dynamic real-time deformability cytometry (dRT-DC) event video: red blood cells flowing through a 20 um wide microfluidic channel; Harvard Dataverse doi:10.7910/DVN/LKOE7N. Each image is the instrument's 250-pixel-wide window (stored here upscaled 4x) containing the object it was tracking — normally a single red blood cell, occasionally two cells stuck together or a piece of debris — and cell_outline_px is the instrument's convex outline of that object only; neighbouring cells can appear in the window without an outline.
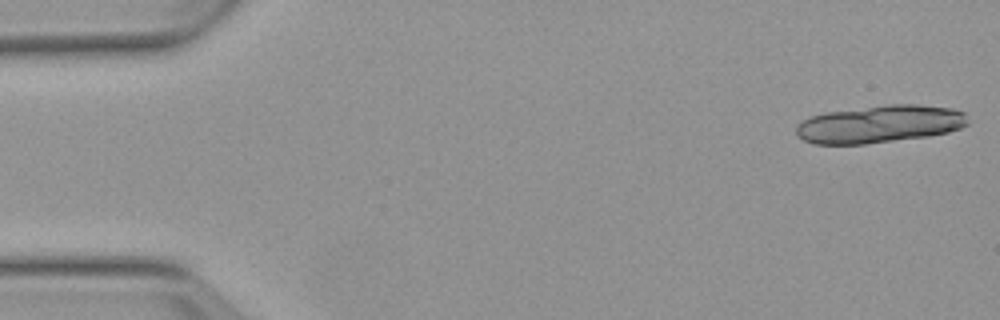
{"species": "Egyptian fruit bat (a non-hibernating species)", "species_latin": "Rousettus aegyptiacus", "temperature_condition": "warm", "stored_images_in_passage": 5, "camera_frame_rate_fps": 3000, "um_per_image_px": 0.085, "animal": {"sex": "female"}, "frame": {"image": 1, "passage_image": 1, "time_ms": 0.0, "image_size_px": [1000, 320], "cell_outline_px": [[968, 124], [960, 128], [948, 132], [928, 136], [864, 144], [812, 144], [796, 136], [796, 124], [812, 116], [824, 112], [888, 104], [920, 104], [952, 108], [964, 112]], "centroid_in_image_um": [74.75, 10.54], "position_along_channel_um": 10.2, "area_um2": 37.74}}